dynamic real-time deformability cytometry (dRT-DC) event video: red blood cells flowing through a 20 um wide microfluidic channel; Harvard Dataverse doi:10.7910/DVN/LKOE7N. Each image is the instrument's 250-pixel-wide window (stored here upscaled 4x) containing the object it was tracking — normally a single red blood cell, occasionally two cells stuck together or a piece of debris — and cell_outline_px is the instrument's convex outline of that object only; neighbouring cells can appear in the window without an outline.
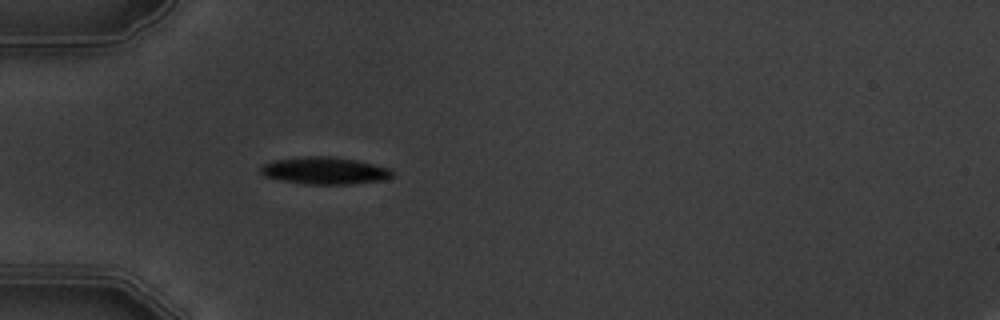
{"species": "common noctule bat (a hibernating species)", "species_latin": "Nyctalus noctula", "temperature_condition": "warm", "stored_images_in_passage": 5, "camera_frame_rate_fps": 3000, "um_per_image_px": 0.085, "animal": {"sex": "male", "body_mass_g": 19.5, "forearm_length_mm": 54.6}, "frame": {"image": 1, "passage_image": 5, "time_ms": 5.667, "image_size_px": [1000, 320], "cell_outline_px": [[392, 176], [388, 180], [352, 184], [308, 184], [280, 180], [264, 176], [260, 172], [260, 164], [272, 160], [304, 156], [328, 156], [356, 160], [392, 168]], "centroid_in_image_um": [27.6, 14.5], "position_along_channel_um": 57.4, "area_um2": 21.15}}